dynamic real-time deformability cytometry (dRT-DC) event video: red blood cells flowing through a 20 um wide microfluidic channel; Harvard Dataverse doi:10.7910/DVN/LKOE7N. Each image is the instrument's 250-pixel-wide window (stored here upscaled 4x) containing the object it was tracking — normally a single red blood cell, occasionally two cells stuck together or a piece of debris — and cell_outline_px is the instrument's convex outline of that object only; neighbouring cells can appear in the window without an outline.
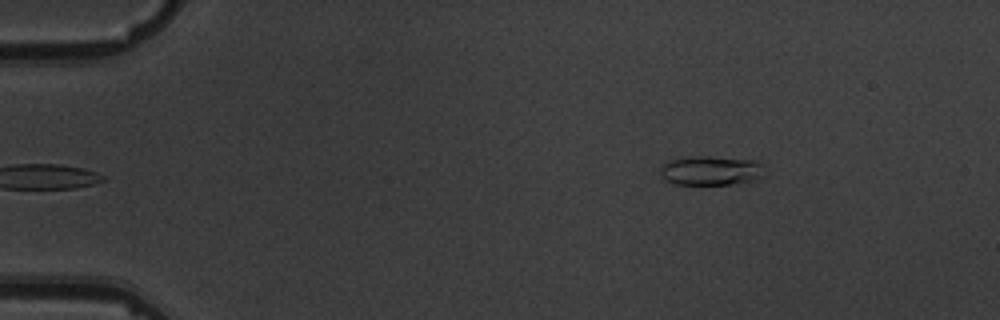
{"species": "common noctule bat (a hibernating species)", "species_latin": "Nyctalus noctula", "temperature_condition": "warm", "stored_images_in_passage": 5, "camera_frame_rate_fps": 3000, "um_per_image_px": 0.085, "animal": {"sex": "male", "body_mass_g": 19.5, "forearm_length_mm": 54.6}, "frame": {"image": 1, "passage_image": 5, "time_ms": 5.333, "image_size_px": [1000, 320], "cell_outline_px": [[768, 172], [760, 180], [728, 184], [676, 184], [664, 180], [660, 172], [660, 168], [664, 164], [672, 160], [688, 156], [708, 156], [756, 160]], "centroid_in_image_um": [60.5, 14.5], "position_along_channel_um": 24.5, "area_um2": 18.09}}